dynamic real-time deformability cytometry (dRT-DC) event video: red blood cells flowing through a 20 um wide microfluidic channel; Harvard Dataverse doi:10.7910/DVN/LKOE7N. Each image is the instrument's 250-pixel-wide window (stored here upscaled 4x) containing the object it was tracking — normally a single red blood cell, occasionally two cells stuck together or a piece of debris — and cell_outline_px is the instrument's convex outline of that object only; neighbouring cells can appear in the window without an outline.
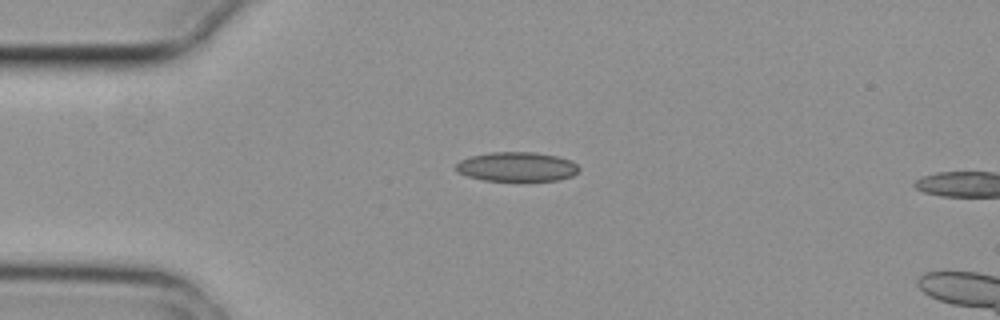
{"species": "common noctule bat (a hibernating species)", "species_latin": "Nyctalus noctula", "temperature_condition": "cold", "stored_images_in_passage": 4, "camera_frame_rate_fps": 3000, "um_per_image_px": 0.085, "animal": {"sex": "female", "body_mass_g": 29.2, "forearm_length_mm": 56.3}, "frame": {"image": 1, "passage_image": 2, "time_ms": 0.333, "image_size_px": [1000, 320], "cell_outline_px": [[580, 168], [572, 176], [560, 180], [484, 180], [468, 176], [456, 172], [456, 164], [460, 160], [472, 156], [488, 152], [536, 152], [556, 156], [572, 160]], "centroid_in_image_um": [43.93, 14.16], "position_along_channel_um": 41.1, "area_um2": 20.98}}